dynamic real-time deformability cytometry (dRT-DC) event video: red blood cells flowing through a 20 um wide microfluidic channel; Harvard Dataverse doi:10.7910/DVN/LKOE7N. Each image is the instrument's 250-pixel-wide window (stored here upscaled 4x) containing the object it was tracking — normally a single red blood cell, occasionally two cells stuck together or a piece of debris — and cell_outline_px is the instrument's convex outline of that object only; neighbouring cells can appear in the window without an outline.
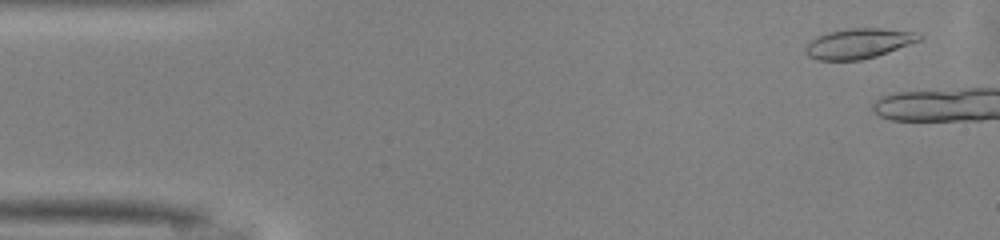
{"species": "common noctule bat (a hibernating species)", "species_latin": "Nyctalus noctula", "temperature_condition": "warm", "stored_images_in_passage": 12, "camera_frame_rate_fps": 3000, "um_per_image_px": 0.085, "animal": {"sex": "male", "body_mass_g": 13.0, "forearm_length_mm": 53.1}, "frame": {"image": 1, "passage_image": 3, "time_ms": 0.667, "image_size_px": [1000, 240], "cell_outline_px": [[924, 36], [920, 40], [888, 52], [876, 56], [860, 60], [816, 60], [808, 56], [804, 52], [804, 48], [808, 40], [816, 36], [828, 32], [848, 28], [880, 28], [916, 32]], "centroid_in_image_um": [72.93, 3.69], "position_along_channel_um": 12.1, "area_um2": 20.11}}